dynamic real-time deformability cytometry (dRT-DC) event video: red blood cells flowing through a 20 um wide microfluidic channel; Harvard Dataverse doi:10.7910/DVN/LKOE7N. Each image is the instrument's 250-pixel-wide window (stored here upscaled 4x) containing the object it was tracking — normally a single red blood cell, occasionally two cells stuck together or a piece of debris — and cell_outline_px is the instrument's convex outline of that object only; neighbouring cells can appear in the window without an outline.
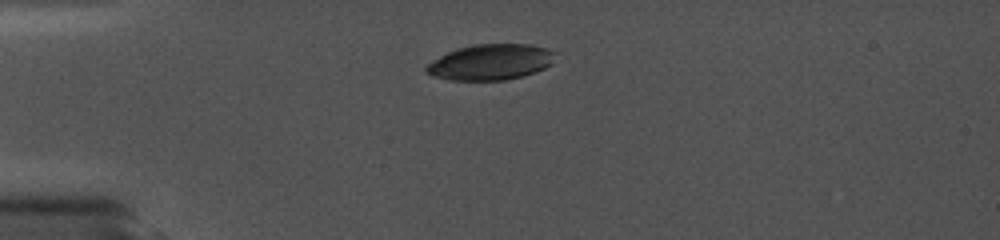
{"species": "common noctule bat (a hibernating species)", "species_latin": "Nyctalus noctula", "temperature_condition": "cold", "stored_images_in_passage": 2, "camera_frame_rate_fps": 5000, "um_per_image_px": 0.085, "animal": {"sex": "female", "body_mass_g": 19.0, "forearm_length_mm": 56.7}, "frame": {"image": 1, "passage_image": 1, "time_ms": 0.0, "image_size_px": [1000, 240], "cell_outline_px": [[556, 52], [552, 64], [536, 72], [504, 80], [448, 80], [432, 76], [424, 72], [424, 68], [432, 60], [456, 48], [472, 44], [528, 44], [548, 48]], "centroid_in_image_um": [41.68, 5.27], "position_along_channel_um": 43.3, "area_um2": 27.05}}